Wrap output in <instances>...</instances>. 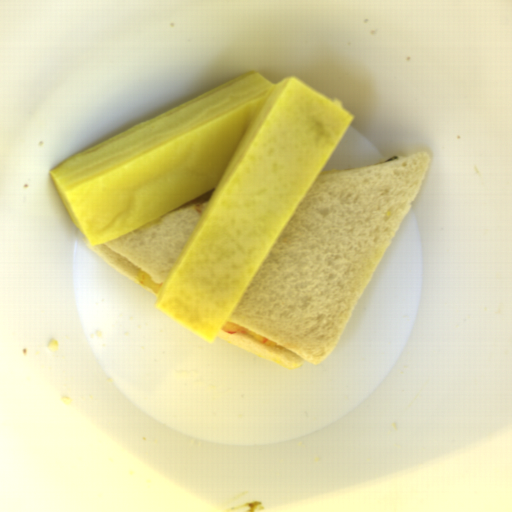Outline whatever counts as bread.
<instances>
[{
	"mask_svg": "<svg viewBox=\"0 0 512 512\" xmlns=\"http://www.w3.org/2000/svg\"><path fill=\"white\" fill-rule=\"evenodd\" d=\"M431 155L319 172L216 337L281 367L320 364L411 207Z\"/></svg>",
	"mask_w": 512,
	"mask_h": 512,
	"instance_id": "8d2b1439",
	"label": "bread"
},
{
	"mask_svg": "<svg viewBox=\"0 0 512 512\" xmlns=\"http://www.w3.org/2000/svg\"><path fill=\"white\" fill-rule=\"evenodd\" d=\"M214 190L154 217L115 240L90 246L86 239V246L127 279L153 293L139 282V272L148 274L153 282L163 283L196 229Z\"/></svg>",
	"mask_w": 512,
	"mask_h": 512,
	"instance_id": "cb027b5d",
	"label": "bread"
}]
</instances>
